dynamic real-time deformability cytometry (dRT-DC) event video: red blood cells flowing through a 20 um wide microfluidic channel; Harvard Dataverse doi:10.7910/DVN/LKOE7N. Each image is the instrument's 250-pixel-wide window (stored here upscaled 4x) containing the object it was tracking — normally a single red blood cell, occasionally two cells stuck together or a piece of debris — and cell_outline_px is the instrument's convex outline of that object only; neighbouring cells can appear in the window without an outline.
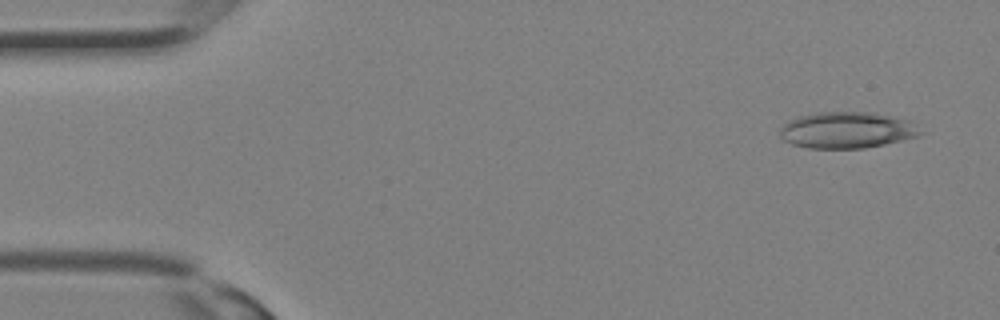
{"species": "Egyptian fruit bat (a non-hibernating species)", "species_latin": "Rousettus aegyptiacus", "temperature_condition": "room temperature", "stored_images_in_passage": 30, "camera_frame_rate_fps": 3000, "um_per_image_px": 0.085, "animal": {"sex": "female"}, "frame": {"image": 1, "passage_image": 1, "time_ms": 0.0, "image_size_px": [1000, 320], "cell_outline_px": [[924, 132], [920, 136], [884, 144], [864, 148], [808, 148], [792, 144], [784, 140], [780, 136], [780, 128], [784, 124], [796, 116], [816, 112], [872, 112], [912, 120]], "centroid_in_image_um": [72.03, 11.05], "position_along_channel_um": 13.0, "area_um2": 30.06}}
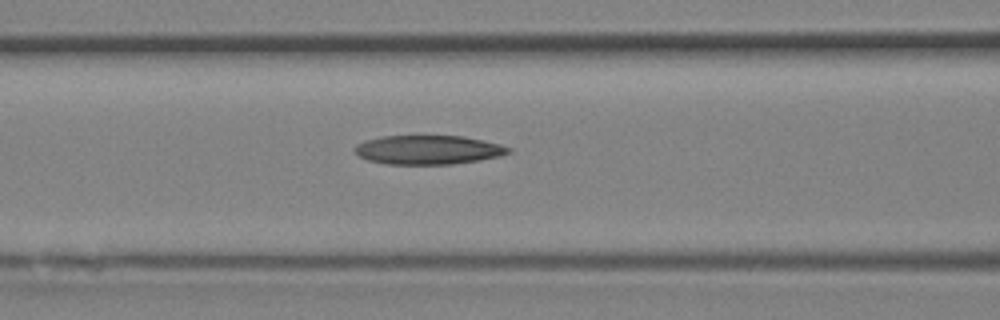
{"frame": {"image": 2, "passage_image": 12, "time_ms": 3.667, "image_size_px": [1000, 320], "cell_outline_px": [[512, 152], [500, 156], [480, 160], [452, 164], [388, 164], [368, 160], [360, 156], [352, 148], [356, 144], [364, 140], [380, 136], [464, 136], [484, 140], [500, 144], [512, 148]], "centroid_in_image_um": [36.41, 12.73], "position_along_channel_um": 130.2, "area_um2": 26.18}}
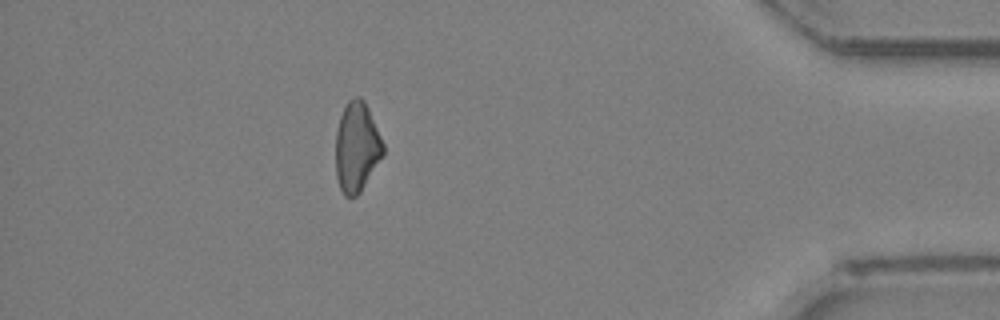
{"frame": {"image": 3, "passage_image": 27, "time_ms": 8.667, "image_size_px": [1000, 320], "cell_outline_px": [[384, 156], [360, 192], [356, 196], [344, 196], [340, 188], [336, 176], [336, 132], [340, 116], [348, 100], [356, 96], [360, 96], [364, 100], [368, 108], [384, 144]], "centroid_in_image_um": [30.33, 12.51], "position_along_channel_um": 404.9, "area_um2": 24.91}}